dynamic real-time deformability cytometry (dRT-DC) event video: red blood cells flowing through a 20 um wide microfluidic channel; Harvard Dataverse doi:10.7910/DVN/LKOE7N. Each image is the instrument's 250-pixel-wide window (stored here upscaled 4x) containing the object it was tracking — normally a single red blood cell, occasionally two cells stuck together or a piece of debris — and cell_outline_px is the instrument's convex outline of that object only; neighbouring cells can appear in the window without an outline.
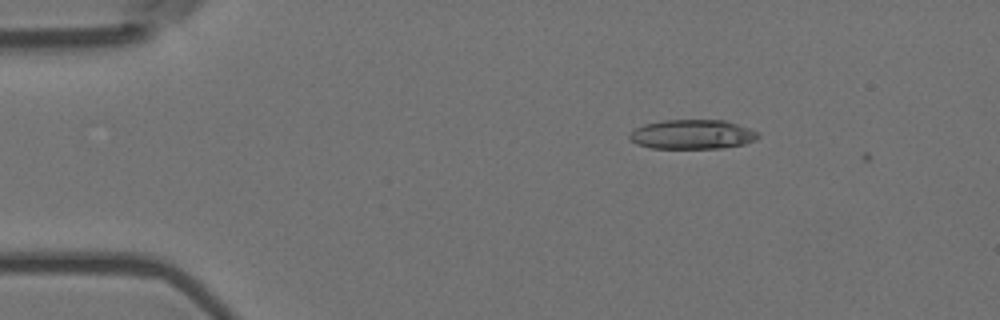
{"species": "Egyptian fruit bat (a non-hibernating species)", "species_latin": "Rousettus aegyptiacus", "temperature_condition": "room temperature", "stored_images_in_passage": 3, "camera_frame_rate_fps": 3000, "um_per_image_px": 0.085, "animal": {"sex": "female"}, "frame": {"image": 1, "passage_image": 2, "time_ms": 0.333, "image_size_px": [1000, 320], "cell_outline_px": [[760, 136], [756, 140], [744, 144], [720, 148], [652, 148], [636, 144], [628, 136], [636, 128], [644, 124], [660, 120], [724, 120], [760, 132]], "centroid_in_image_um": [58.86, 11.42], "position_along_channel_um": 26.1, "area_um2": 22.02}}